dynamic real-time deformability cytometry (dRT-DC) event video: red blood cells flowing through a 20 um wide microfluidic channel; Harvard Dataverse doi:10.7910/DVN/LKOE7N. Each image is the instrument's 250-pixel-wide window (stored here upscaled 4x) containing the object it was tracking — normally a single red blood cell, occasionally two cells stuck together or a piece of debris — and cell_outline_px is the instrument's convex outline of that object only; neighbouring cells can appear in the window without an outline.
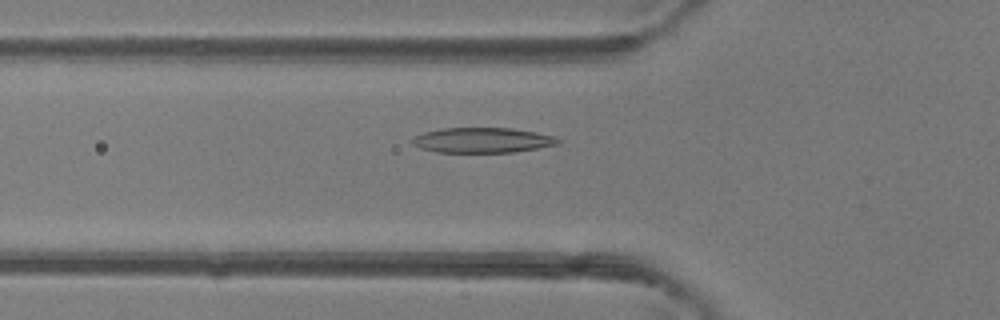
{"species": "common noctule bat (a hibernating species)", "species_latin": "Nyctalus noctula", "temperature_condition": "room temperature", "stored_images_in_passage": 48, "camera_frame_rate_fps": 3000, "um_per_image_px": 0.085, "animal": {"sex": "female"}, "frame": {"image": 1, "passage_image": 17, "time_ms": 5.333, "image_size_px": [1000, 320], "cell_outline_px": [[560, 144], [512, 152], [436, 152], [420, 148], [408, 140], [424, 132], [440, 128], [512, 128], [536, 132], [556, 136], [560, 140]], "centroid_in_image_um": [41.0, 11.91], "position_along_channel_um": 84.8, "area_um2": 21.39}}
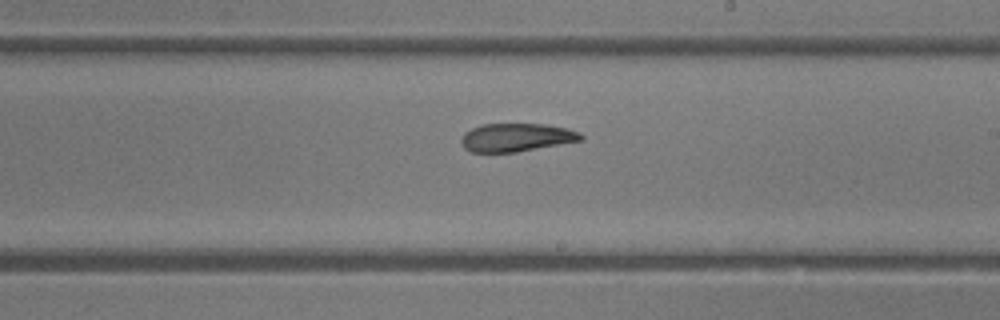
{"frame": {"image": 2, "passage_image": 28, "time_ms": 9.0, "image_size_px": [1000, 320], "cell_outline_px": [[584, 140], [516, 152], [472, 152], [464, 148], [460, 144], [460, 140], [464, 132], [472, 128], [484, 124], [544, 124], [568, 128], [580, 132], [584, 136]], "centroid_in_image_um": [43.9, 11.68], "position_along_channel_um": 245.1, "area_um2": 19.83}}
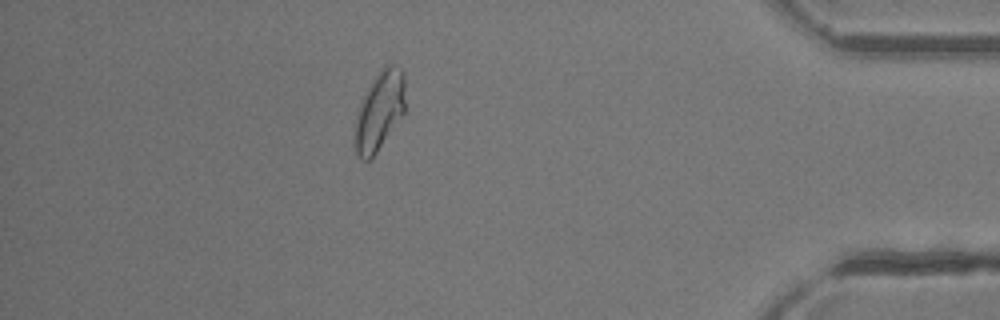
{"frame": {"image": 3, "passage_image": 42, "time_ms": 13.667, "image_size_px": [1000, 320], "cell_outline_px": [[404, 112], [376, 152], [368, 160], [364, 160], [356, 152], [352, 144], [356, 116], [364, 96], [372, 80], [384, 64], [396, 64], [404, 68]], "centroid_in_image_um": [32.24, 9.38], "position_along_channel_um": 403.0, "area_um2": 23.06}, "authors_computed_cell_mechanics": {"area_um2": 22.253, "velocity_mm_per_s": 4.3577, "shape_relaxation_time_tau1_ms": 10.6473, "shape_relaxation_time_tau2_ms": 2.7517, "deformation_change_tau1": 0.2942, "deformation_change_tau2": 0.0947}}